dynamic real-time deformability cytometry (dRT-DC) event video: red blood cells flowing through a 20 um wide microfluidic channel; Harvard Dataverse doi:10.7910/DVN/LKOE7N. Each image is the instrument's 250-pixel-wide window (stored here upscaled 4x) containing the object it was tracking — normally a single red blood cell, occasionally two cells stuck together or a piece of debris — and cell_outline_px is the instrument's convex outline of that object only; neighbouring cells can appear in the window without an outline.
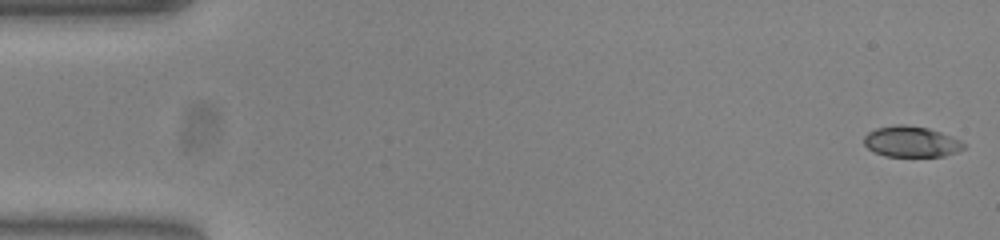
{"species": "common noctule bat (a hibernating species)", "species_latin": "Nyctalus noctula", "temperature_condition": "warm", "stored_images_in_passage": 53, "camera_frame_rate_fps": 3000, "um_per_image_px": 0.085, "animal": {"sex": "female", "body_mass_g": 23.0, "forearm_length_mm": 53.4}, "frame": {"image": 1, "passage_image": 1, "time_ms": 0.0, "image_size_px": [1000, 240], "cell_outline_px": [[964, 148], [956, 152], [944, 156], [884, 156], [868, 148], [864, 144], [864, 136], [868, 132], [876, 128], [896, 124], [904, 124], [928, 128], [940, 132], [960, 140], [964, 144]], "centroid_in_image_um": [77.43, 12.03], "position_along_channel_um": 7.6, "area_um2": 17.8}}
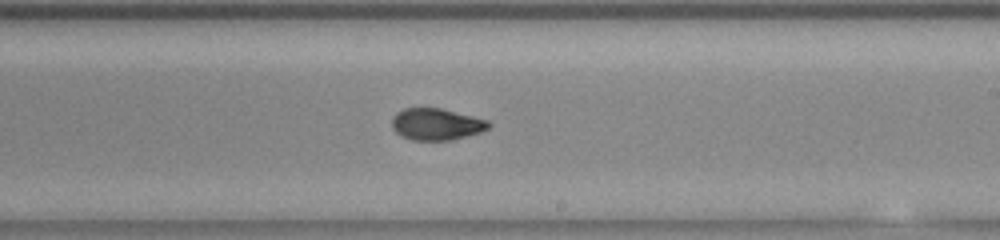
{"frame": {"image": 2, "passage_image": 31, "time_ms": 10.0, "image_size_px": [1000, 240], "cell_outline_px": [[492, 124], [488, 128], [480, 132], [452, 140], [412, 140], [400, 136], [392, 128], [392, 116], [396, 112], [404, 108], [440, 108], [488, 120]], "centroid_in_image_um": [37.06, 10.56], "position_along_channel_um": 251.9, "area_um2": 17.92}}
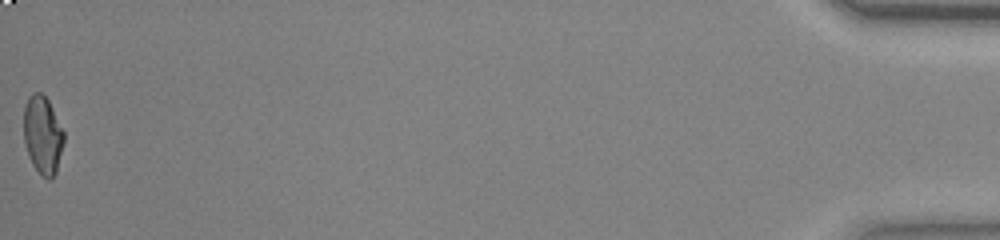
{"frame": {"image": 3, "passage_image": 53, "time_ms": 17.333, "image_size_px": [1000, 240], "cell_outline_px": [[64, 140], [56, 172], [48, 180], [40, 176], [32, 164], [28, 156], [24, 140], [24, 108], [28, 96], [32, 92], [40, 92], [48, 100], [64, 132]], "centroid_in_image_um": [3.61, 11.48], "position_along_channel_um": 431.6, "area_um2": 18.26}, "authors_computed_cell_mechanics": {"area_um2": 18.3804, "velocity_mm_per_s": 3.8774, "shape_relaxation_time_tau1_ms": null, "shape_relaxation_time_tau2_ms": 1.8034, "deformation_change_tau1": null, "deformation_change_tau2": 0.0656}}